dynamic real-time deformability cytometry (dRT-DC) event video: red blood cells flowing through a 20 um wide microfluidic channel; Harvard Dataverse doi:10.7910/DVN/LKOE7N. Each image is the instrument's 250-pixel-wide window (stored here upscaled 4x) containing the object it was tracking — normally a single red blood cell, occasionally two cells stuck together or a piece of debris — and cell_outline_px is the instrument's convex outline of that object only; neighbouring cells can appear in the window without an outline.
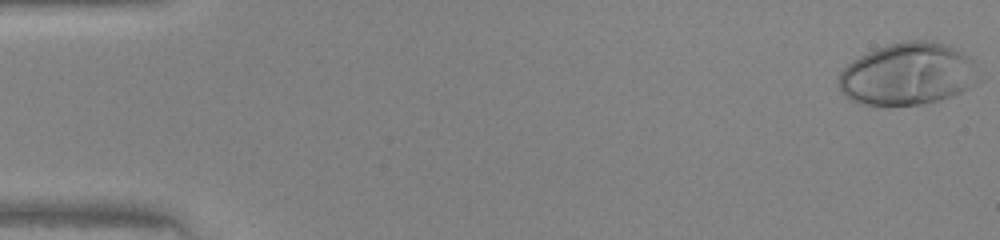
{"species": "human", "species_latin": "Homo sapiens", "temperature_condition": "warm", "stored_images_in_passage": 47, "camera_frame_rate_fps": 3000, "um_per_image_px": 0.085, "donor": {"sex": "female"}, "frame": {"image": 1, "passage_image": 1, "time_ms": 0.0, "image_size_px": [1000, 240], "cell_outline_px": [[980, 80], [976, 84], [952, 96], [940, 100], [924, 104], [884, 108], [864, 104], [852, 100], [844, 96], [840, 92], [840, 72], [852, 60], [876, 48], [888, 44], [904, 40], [932, 40], [948, 44], [968, 56], [976, 64]], "centroid_in_image_um": [77.18, 6.32], "position_along_channel_um": 7.8, "area_um2": 51.79}}
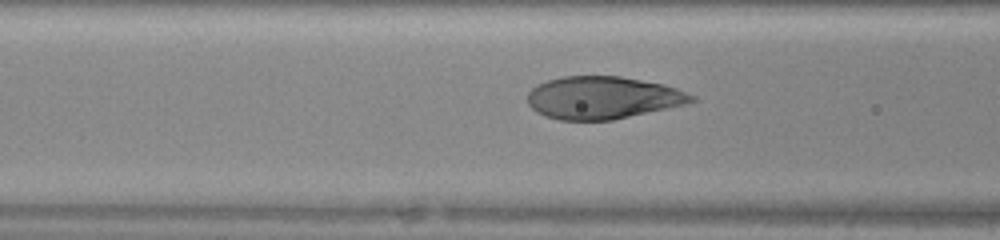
{"frame": {"image": 2, "passage_image": 19, "time_ms": 6.0, "image_size_px": [1000, 240], "cell_outline_px": [[700, 100], [688, 104], [612, 120], [560, 120], [544, 116], [536, 112], [528, 104], [528, 92], [536, 84], [548, 80], [564, 76], [620, 76], [664, 84], [676, 88], [696, 96]], "centroid_in_image_um": [51.26, 8.31], "position_along_channel_um": 115.3, "area_um2": 40.92}}
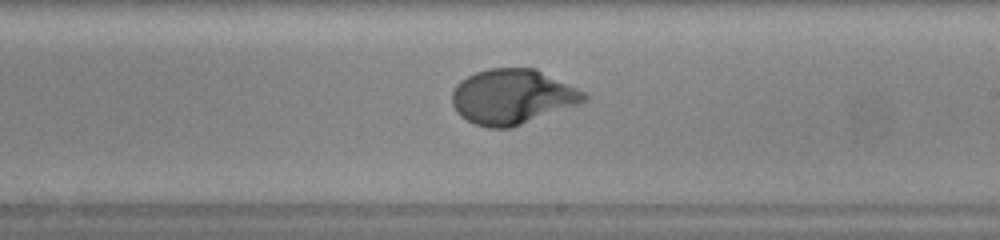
{"frame": {"image": 3, "passage_image": 28, "time_ms": 9.0, "image_size_px": [1000, 240], "cell_outline_px": [[588, 100], [580, 104], [512, 128], [488, 128], [476, 124], [460, 116], [456, 112], [452, 104], [452, 92], [456, 84], [460, 80], [476, 72], [488, 68], [536, 68], [588, 92]], "centroid_in_image_um": [43.59, 8.22], "position_along_channel_um": 245.4, "area_um2": 42.89}}